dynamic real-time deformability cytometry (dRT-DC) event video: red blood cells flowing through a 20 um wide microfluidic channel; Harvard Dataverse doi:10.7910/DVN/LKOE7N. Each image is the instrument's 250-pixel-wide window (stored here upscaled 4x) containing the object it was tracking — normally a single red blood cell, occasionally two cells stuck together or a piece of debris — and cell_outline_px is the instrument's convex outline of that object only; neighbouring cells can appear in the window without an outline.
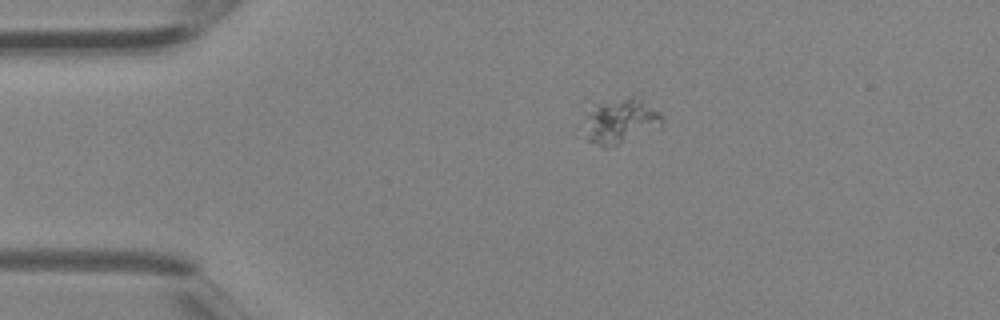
{"species": "Egyptian fruit bat (a non-hibernating species)", "species_latin": "Rousettus aegyptiacus", "temperature_condition": "room temperature", "stored_images_in_passage": 4, "camera_frame_rate_fps": 3000, "um_per_image_px": 0.085, "animal": {"sex": "female"}, "frame": {"image": 1, "passage_image": 4, "time_ms": 1.0, "image_size_px": [1000, 320], "cell_outline_px": [[664, 124], [660, 128], [608, 148], [604, 148], [588, 140], [588, 112], [596, 104], [632, 96], [640, 100], [660, 112], [664, 120]], "centroid_in_image_um": [52.83, 10.31], "position_along_channel_um": 32.2, "area_um2": 19.83}}